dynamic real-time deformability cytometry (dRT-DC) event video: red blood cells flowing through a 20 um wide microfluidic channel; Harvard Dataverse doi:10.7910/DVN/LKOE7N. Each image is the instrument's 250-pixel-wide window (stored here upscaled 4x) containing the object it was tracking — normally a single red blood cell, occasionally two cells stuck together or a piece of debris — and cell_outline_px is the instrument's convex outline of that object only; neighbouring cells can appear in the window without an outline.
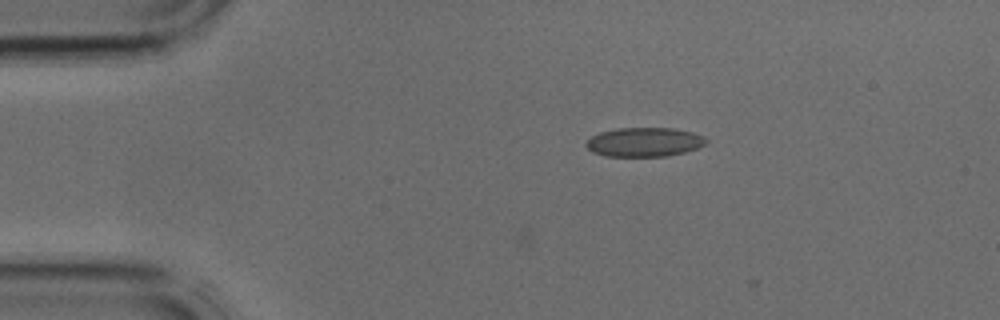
{"species": "common noctule bat (a hibernating species)", "species_latin": "Nyctalus noctula", "temperature_condition": "cold", "stored_images_in_passage": 4, "segment_of_instrument_passage": [1, 2], "camera_frame_rate_fps": 3000, "um_per_image_px": 0.085, "animal": {"sex": "male", "body_mass_g": 17.9, "forearm_length_mm": 54.2}, "frame": {"image": 1, "passage_image": 2, "time_ms": 0.333, "image_size_px": [1000, 320], "cell_outline_px": [[708, 144], [684, 152], [668, 156], [604, 156], [592, 152], [584, 144], [592, 136], [600, 132], [616, 128], [672, 128], [692, 132], [704, 136], [708, 140]], "centroid_in_image_um": [54.77, 12.07], "position_along_channel_um": 30.2, "area_um2": 20.46}}